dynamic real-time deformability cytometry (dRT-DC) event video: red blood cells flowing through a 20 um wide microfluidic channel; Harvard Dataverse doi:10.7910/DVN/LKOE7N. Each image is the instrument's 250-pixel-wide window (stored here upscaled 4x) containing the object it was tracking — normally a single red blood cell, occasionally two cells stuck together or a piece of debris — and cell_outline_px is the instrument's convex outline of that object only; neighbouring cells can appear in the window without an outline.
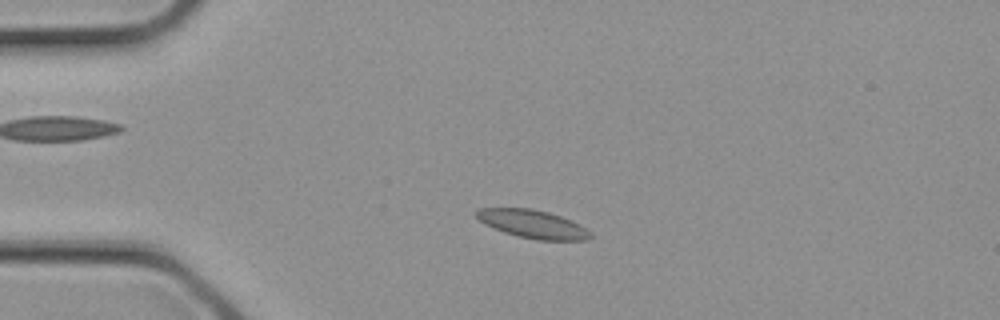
{"species": "common noctule bat (a hibernating species)", "species_latin": "Nyctalus noctula", "temperature_condition": "cold", "stored_images_in_passage": 2, "camera_frame_rate_fps": 3000, "um_per_image_px": 0.085, "animal": {"sex": "female", "body_mass_g": 21.9}, "frame": {"image": 1, "passage_image": 1, "time_ms": 0.0, "image_size_px": [1000, 320], "cell_outline_px": [[592, 236], [588, 240], [536, 240], [516, 236], [504, 232], [484, 224], [476, 216], [476, 212], [480, 208], [532, 208], [548, 212], [560, 216], [580, 224], [592, 232]], "centroid_in_image_um": [45.31, 19.05], "position_along_channel_um": 39.7, "area_um2": 18.79}}
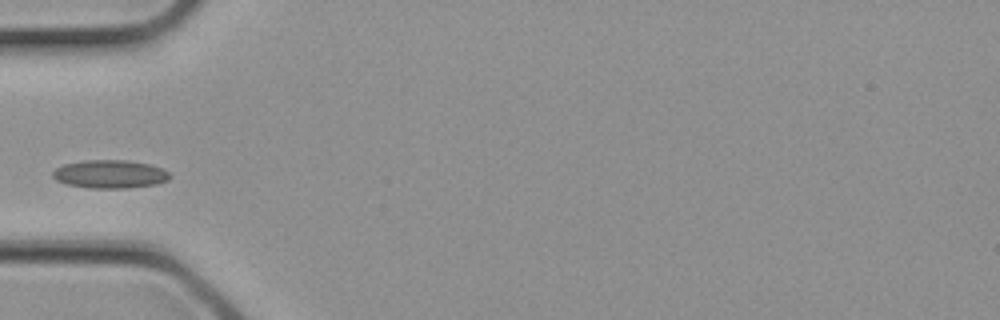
{"frame": {"image": 2, "passage_image": 2, "time_ms": 0.333, "image_size_px": [1000, 320], "cell_outline_px": [[172, 176], [168, 180], [156, 184], [128, 188], [88, 188], [68, 184], [56, 180], [52, 176], [52, 172], [56, 168], [64, 164], [84, 160], [128, 160], [148, 164], [164, 168]], "centroid_in_image_um": [9.37, 14.8], "position_along_channel_um": 75.6, "area_um2": 19.36}}